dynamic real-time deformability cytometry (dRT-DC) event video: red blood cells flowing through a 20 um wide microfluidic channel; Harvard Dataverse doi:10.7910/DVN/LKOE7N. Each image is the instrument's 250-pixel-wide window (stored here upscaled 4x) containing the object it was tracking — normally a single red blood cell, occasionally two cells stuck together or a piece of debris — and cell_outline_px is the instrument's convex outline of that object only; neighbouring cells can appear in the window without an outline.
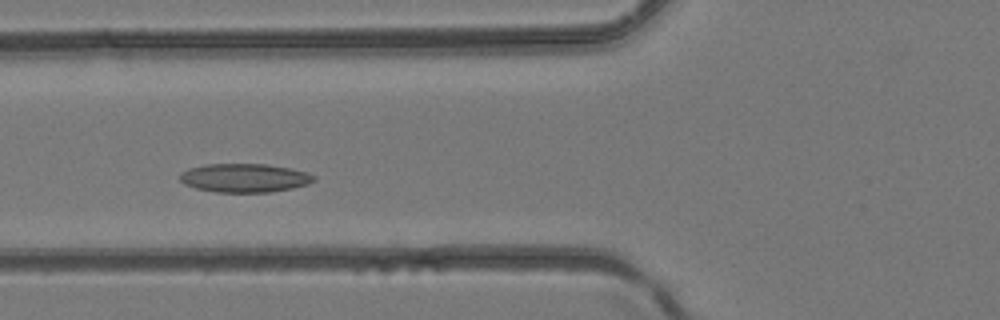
{"species": "common noctule bat (a hibernating species)", "species_latin": "Nyctalus noctula", "temperature_condition": "room temperature", "stored_images_in_passage": 36, "camera_frame_rate_fps": 3000, "um_per_image_px": 0.085, "animal": {"sex": "female", "body_mass_g": 24.6, "forearm_length_mm": 56.2}, "frame": {"image": 1, "passage_image": 10, "time_ms": 3.0, "image_size_px": [1000, 320], "cell_outline_px": [[316, 180], [308, 184], [292, 188], [272, 192], [216, 192], [196, 188], [184, 184], [180, 180], [180, 172], [188, 168], [204, 164], [268, 164], [308, 172], [316, 176]], "centroid_in_image_um": [20.79, 15.12], "position_along_channel_um": 105.0, "area_um2": 22.54}}
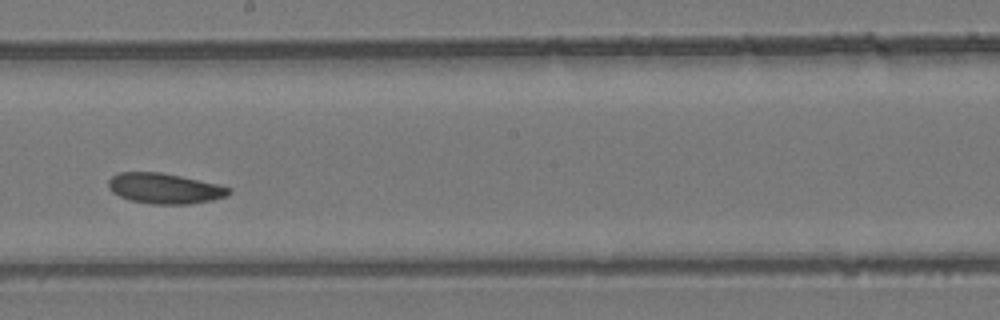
{"frame": {"image": 2, "passage_image": 18, "time_ms": 5.667, "image_size_px": [1000, 320], "cell_outline_px": [[232, 192], [228, 196], [212, 200], [188, 204], [152, 204], [132, 200], [120, 196], [112, 192], [108, 188], [108, 180], [112, 176], [120, 172], [160, 172], [180, 176], [216, 184], [232, 188]], "centroid_in_image_um": [14.0, 16.02], "position_along_channel_um": 234.2, "area_um2": 21.27}}
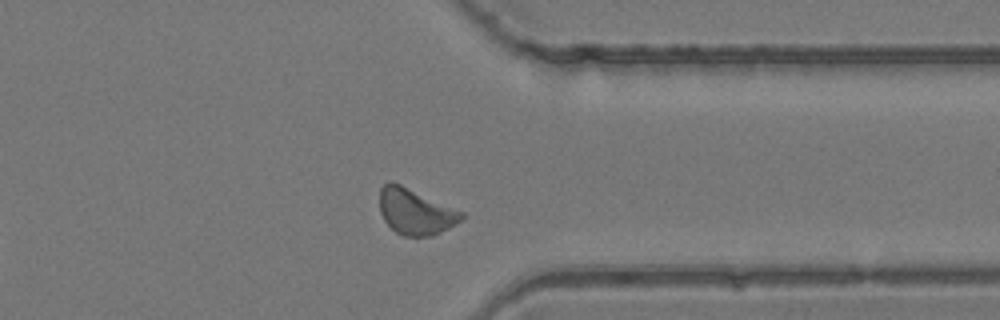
{"frame": {"image": 3, "passage_image": 27, "time_ms": 8.667, "image_size_px": [1000, 320], "cell_outline_px": [[464, 216], [456, 224], [432, 236], [404, 236], [396, 232], [384, 220], [380, 212], [380, 188], [388, 180], [400, 184], [464, 212]], "centroid_in_image_um": [35.3, 17.98], "position_along_channel_um": 376.1, "area_um2": 21.73}}